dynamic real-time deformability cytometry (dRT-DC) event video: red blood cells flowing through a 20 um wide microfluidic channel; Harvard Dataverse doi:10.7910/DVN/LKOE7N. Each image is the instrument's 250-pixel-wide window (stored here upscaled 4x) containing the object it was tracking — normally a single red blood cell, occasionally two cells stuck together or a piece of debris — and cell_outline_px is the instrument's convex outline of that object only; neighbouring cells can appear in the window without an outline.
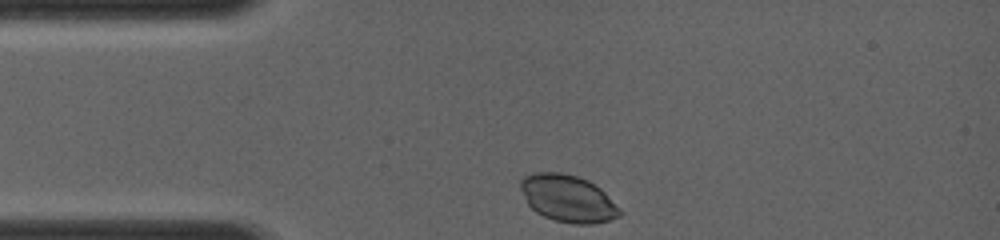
{"species": "common noctule bat (a hibernating species)", "species_latin": "Nyctalus noctula", "temperature_condition": "room temperature", "stored_images_in_passage": 7, "camera_frame_rate_fps": 4000, "um_per_image_px": 0.085, "animal": {"sex": "female", "body_mass_g": 19.0, "forearm_length_mm": 56.7}, "frame": {"image": 1, "passage_image": 1, "time_ms": 0.0, "image_size_px": [1000, 240], "cell_outline_px": [[624, 212], [620, 216], [608, 220], [592, 224], [572, 224], [556, 220], [544, 216], [536, 212], [528, 204], [520, 188], [520, 180], [524, 176], [532, 172], [564, 172], [588, 180], [600, 188]], "centroid_in_image_um": [48.27, 16.86], "position_along_channel_um": 36.7, "area_um2": 27.28}}
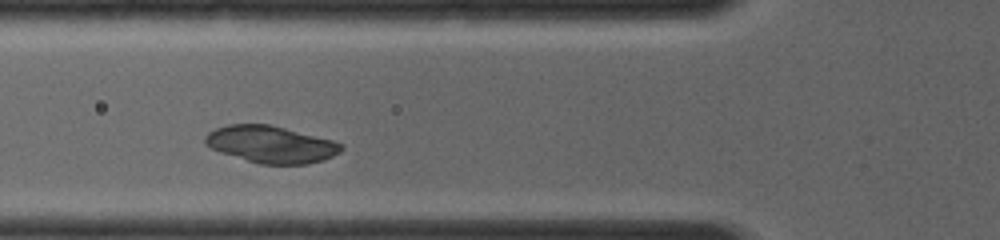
{"frame": {"image": 2, "passage_image": 5, "time_ms": 2.0, "image_size_px": [1000, 240], "cell_outline_px": [[344, 148], [340, 152], [324, 160], [308, 164], [260, 164], [220, 152], [204, 144], [204, 136], [208, 132], [216, 128], [228, 124], [268, 124], [332, 140], [344, 144]], "centroid_in_image_um": [23.02, 12.27], "position_along_channel_um": 102.8, "area_um2": 29.25}}
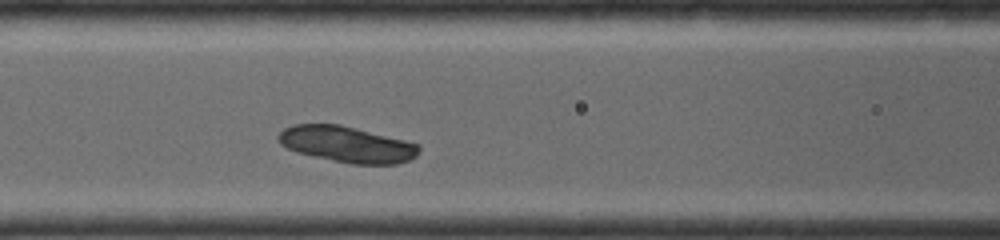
{"frame": {"image": 3, "passage_image": 7, "time_ms": 2.75, "image_size_px": [1000, 240], "cell_outline_px": [[420, 152], [416, 156], [408, 160], [396, 164], [352, 164], [332, 160], [296, 152], [280, 144], [276, 140], [276, 136], [284, 128], [292, 124], [340, 124], [420, 144]], "centroid_in_image_um": [29.47, 12.26], "position_along_channel_um": 137.1, "area_um2": 29.59}}